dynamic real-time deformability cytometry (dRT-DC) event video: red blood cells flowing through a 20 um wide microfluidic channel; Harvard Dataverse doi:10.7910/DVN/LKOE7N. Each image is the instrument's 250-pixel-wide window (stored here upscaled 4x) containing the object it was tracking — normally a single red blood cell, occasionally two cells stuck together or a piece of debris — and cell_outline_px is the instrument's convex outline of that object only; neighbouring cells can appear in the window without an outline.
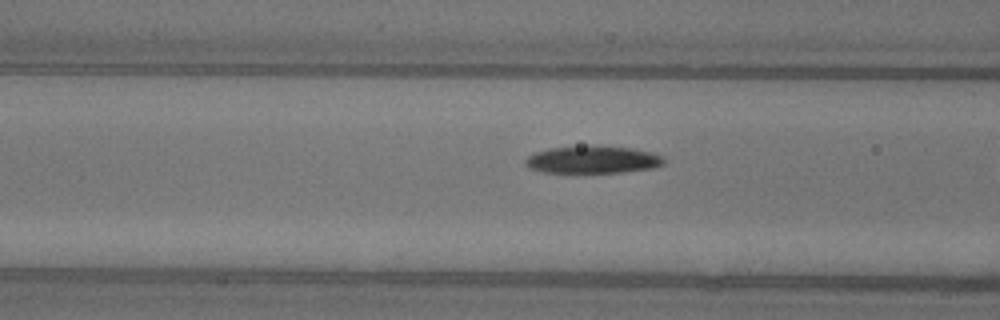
{"species": "common noctule bat (a hibernating species)", "species_latin": "Nyctalus noctula", "temperature_condition": "warm", "stored_images_in_passage": 14, "camera_frame_rate_fps": 3000, "um_per_image_px": 0.085, "animal": {"sex": "female"}, "frame": {"image": 1, "passage_image": 12, "time_ms": 3.667, "image_size_px": [1000, 320], "cell_outline_px": [[664, 164], [652, 168], [624, 172], [544, 172], [528, 168], [524, 164], [524, 160], [528, 156], [536, 152], [548, 148], [592, 144], [596, 144], [632, 148], [656, 152], [664, 156]], "centroid_in_image_um": [50.41, 13.54], "position_along_channel_um": 116.2, "area_um2": 22.72}}